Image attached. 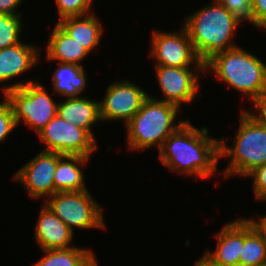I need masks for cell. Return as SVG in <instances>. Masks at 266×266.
Masks as SVG:
<instances>
[{
	"label": "cell",
	"instance_id": "cell-16",
	"mask_svg": "<svg viewBox=\"0 0 266 266\" xmlns=\"http://www.w3.org/2000/svg\"><path fill=\"white\" fill-rule=\"evenodd\" d=\"M57 115L67 122L86 129L93 137L92 125L101 121L99 101L87 97L67 98L60 102L57 108Z\"/></svg>",
	"mask_w": 266,
	"mask_h": 266
},
{
	"label": "cell",
	"instance_id": "cell-6",
	"mask_svg": "<svg viewBox=\"0 0 266 266\" xmlns=\"http://www.w3.org/2000/svg\"><path fill=\"white\" fill-rule=\"evenodd\" d=\"M7 86L2 92L11 104L16 125L23 120L38 134L57 115L58 104L38 81L28 80Z\"/></svg>",
	"mask_w": 266,
	"mask_h": 266
},
{
	"label": "cell",
	"instance_id": "cell-9",
	"mask_svg": "<svg viewBox=\"0 0 266 266\" xmlns=\"http://www.w3.org/2000/svg\"><path fill=\"white\" fill-rule=\"evenodd\" d=\"M150 56L155 66L204 68V63L196 54L187 30L182 26L180 32H152Z\"/></svg>",
	"mask_w": 266,
	"mask_h": 266
},
{
	"label": "cell",
	"instance_id": "cell-18",
	"mask_svg": "<svg viewBox=\"0 0 266 266\" xmlns=\"http://www.w3.org/2000/svg\"><path fill=\"white\" fill-rule=\"evenodd\" d=\"M51 33L46 52L48 60L83 66L80 62L89 52L76 42L58 23Z\"/></svg>",
	"mask_w": 266,
	"mask_h": 266
},
{
	"label": "cell",
	"instance_id": "cell-15",
	"mask_svg": "<svg viewBox=\"0 0 266 266\" xmlns=\"http://www.w3.org/2000/svg\"><path fill=\"white\" fill-rule=\"evenodd\" d=\"M40 48L18 43L0 50V83L32 69L40 60Z\"/></svg>",
	"mask_w": 266,
	"mask_h": 266
},
{
	"label": "cell",
	"instance_id": "cell-11",
	"mask_svg": "<svg viewBox=\"0 0 266 266\" xmlns=\"http://www.w3.org/2000/svg\"><path fill=\"white\" fill-rule=\"evenodd\" d=\"M58 153L41 151L14 175L34 199L51 197L55 193L54 174L57 168Z\"/></svg>",
	"mask_w": 266,
	"mask_h": 266
},
{
	"label": "cell",
	"instance_id": "cell-30",
	"mask_svg": "<svg viewBox=\"0 0 266 266\" xmlns=\"http://www.w3.org/2000/svg\"><path fill=\"white\" fill-rule=\"evenodd\" d=\"M254 108L256 109L257 114L252 113L263 125L266 126V93L254 103Z\"/></svg>",
	"mask_w": 266,
	"mask_h": 266
},
{
	"label": "cell",
	"instance_id": "cell-7",
	"mask_svg": "<svg viewBox=\"0 0 266 266\" xmlns=\"http://www.w3.org/2000/svg\"><path fill=\"white\" fill-rule=\"evenodd\" d=\"M44 204L72 231L105 228L102 207L88 190L56 192Z\"/></svg>",
	"mask_w": 266,
	"mask_h": 266
},
{
	"label": "cell",
	"instance_id": "cell-13",
	"mask_svg": "<svg viewBox=\"0 0 266 266\" xmlns=\"http://www.w3.org/2000/svg\"><path fill=\"white\" fill-rule=\"evenodd\" d=\"M217 247L206 252L214 263L220 266H239L240 253L244 243V219L225 224L216 235Z\"/></svg>",
	"mask_w": 266,
	"mask_h": 266
},
{
	"label": "cell",
	"instance_id": "cell-20",
	"mask_svg": "<svg viewBox=\"0 0 266 266\" xmlns=\"http://www.w3.org/2000/svg\"><path fill=\"white\" fill-rule=\"evenodd\" d=\"M83 66L59 63L52 75L54 91L66 98L80 97L86 89L87 79Z\"/></svg>",
	"mask_w": 266,
	"mask_h": 266
},
{
	"label": "cell",
	"instance_id": "cell-14",
	"mask_svg": "<svg viewBox=\"0 0 266 266\" xmlns=\"http://www.w3.org/2000/svg\"><path fill=\"white\" fill-rule=\"evenodd\" d=\"M35 227V238L42 250L68 249L72 243L73 231L46 205L42 206Z\"/></svg>",
	"mask_w": 266,
	"mask_h": 266
},
{
	"label": "cell",
	"instance_id": "cell-23",
	"mask_svg": "<svg viewBox=\"0 0 266 266\" xmlns=\"http://www.w3.org/2000/svg\"><path fill=\"white\" fill-rule=\"evenodd\" d=\"M22 15L0 13V50L21 43Z\"/></svg>",
	"mask_w": 266,
	"mask_h": 266
},
{
	"label": "cell",
	"instance_id": "cell-19",
	"mask_svg": "<svg viewBox=\"0 0 266 266\" xmlns=\"http://www.w3.org/2000/svg\"><path fill=\"white\" fill-rule=\"evenodd\" d=\"M58 24L89 53L99 45L104 31L98 17L92 13L67 17L60 20Z\"/></svg>",
	"mask_w": 266,
	"mask_h": 266
},
{
	"label": "cell",
	"instance_id": "cell-27",
	"mask_svg": "<svg viewBox=\"0 0 266 266\" xmlns=\"http://www.w3.org/2000/svg\"><path fill=\"white\" fill-rule=\"evenodd\" d=\"M249 177H253V189L254 196L257 200H266V164L258 166L253 171H251L248 175Z\"/></svg>",
	"mask_w": 266,
	"mask_h": 266
},
{
	"label": "cell",
	"instance_id": "cell-17",
	"mask_svg": "<svg viewBox=\"0 0 266 266\" xmlns=\"http://www.w3.org/2000/svg\"><path fill=\"white\" fill-rule=\"evenodd\" d=\"M90 157L58 153L57 168L54 174L55 193L87 190L84 173L79 166L87 164Z\"/></svg>",
	"mask_w": 266,
	"mask_h": 266
},
{
	"label": "cell",
	"instance_id": "cell-22",
	"mask_svg": "<svg viewBox=\"0 0 266 266\" xmlns=\"http://www.w3.org/2000/svg\"><path fill=\"white\" fill-rule=\"evenodd\" d=\"M266 265V241L244 218V243L240 253L239 266Z\"/></svg>",
	"mask_w": 266,
	"mask_h": 266
},
{
	"label": "cell",
	"instance_id": "cell-29",
	"mask_svg": "<svg viewBox=\"0 0 266 266\" xmlns=\"http://www.w3.org/2000/svg\"><path fill=\"white\" fill-rule=\"evenodd\" d=\"M21 3L22 0H0V13L9 15H22L16 10Z\"/></svg>",
	"mask_w": 266,
	"mask_h": 266
},
{
	"label": "cell",
	"instance_id": "cell-2",
	"mask_svg": "<svg viewBox=\"0 0 266 266\" xmlns=\"http://www.w3.org/2000/svg\"><path fill=\"white\" fill-rule=\"evenodd\" d=\"M212 3L188 16L183 24L203 63L219 52L237 47L232 37L242 22L219 1Z\"/></svg>",
	"mask_w": 266,
	"mask_h": 266
},
{
	"label": "cell",
	"instance_id": "cell-5",
	"mask_svg": "<svg viewBox=\"0 0 266 266\" xmlns=\"http://www.w3.org/2000/svg\"><path fill=\"white\" fill-rule=\"evenodd\" d=\"M240 126L233 146H226L223 136L220 139V157H228L224 175L246 176L258 166L266 164V126L252 112L241 110ZM231 159V160H230Z\"/></svg>",
	"mask_w": 266,
	"mask_h": 266
},
{
	"label": "cell",
	"instance_id": "cell-26",
	"mask_svg": "<svg viewBox=\"0 0 266 266\" xmlns=\"http://www.w3.org/2000/svg\"><path fill=\"white\" fill-rule=\"evenodd\" d=\"M5 100L0 102V142L17 127L14 114L9 100L4 96Z\"/></svg>",
	"mask_w": 266,
	"mask_h": 266
},
{
	"label": "cell",
	"instance_id": "cell-31",
	"mask_svg": "<svg viewBox=\"0 0 266 266\" xmlns=\"http://www.w3.org/2000/svg\"><path fill=\"white\" fill-rule=\"evenodd\" d=\"M254 230L266 241V216H259V220L245 218Z\"/></svg>",
	"mask_w": 266,
	"mask_h": 266
},
{
	"label": "cell",
	"instance_id": "cell-24",
	"mask_svg": "<svg viewBox=\"0 0 266 266\" xmlns=\"http://www.w3.org/2000/svg\"><path fill=\"white\" fill-rule=\"evenodd\" d=\"M59 21L67 17L84 16L90 13L93 0H55Z\"/></svg>",
	"mask_w": 266,
	"mask_h": 266
},
{
	"label": "cell",
	"instance_id": "cell-12",
	"mask_svg": "<svg viewBox=\"0 0 266 266\" xmlns=\"http://www.w3.org/2000/svg\"><path fill=\"white\" fill-rule=\"evenodd\" d=\"M192 70L190 67L155 66L157 80L165 96L162 101L174 104L180 109L181 104H189L195 99L199 79L194 72L198 70L202 74L205 68Z\"/></svg>",
	"mask_w": 266,
	"mask_h": 266
},
{
	"label": "cell",
	"instance_id": "cell-3",
	"mask_svg": "<svg viewBox=\"0 0 266 266\" xmlns=\"http://www.w3.org/2000/svg\"><path fill=\"white\" fill-rule=\"evenodd\" d=\"M219 80L246 95L254 103L266 93V64L257 56L235 47L212 56L204 63Z\"/></svg>",
	"mask_w": 266,
	"mask_h": 266
},
{
	"label": "cell",
	"instance_id": "cell-32",
	"mask_svg": "<svg viewBox=\"0 0 266 266\" xmlns=\"http://www.w3.org/2000/svg\"><path fill=\"white\" fill-rule=\"evenodd\" d=\"M194 266H220L214 263L207 255H203Z\"/></svg>",
	"mask_w": 266,
	"mask_h": 266
},
{
	"label": "cell",
	"instance_id": "cell-1",
	"mask_svg": "<svg viewBox=\"0 0 266 266\" xmlns=\"http://www.w3.org/2000/svg\"><path fill=\"white\" fill-rule=\"evenodd\" d=\"M208 128L198 129L187 119L164 141L159 159L169 170L195 178H207L217 170L220 139L208 136Z\"/></svg>",
	"mask_w": 266,
	"mask_h": 266
},
{
	"label": "cell",
	"instance_id": "cell-10",
	"mask_svg": "<svg viewBox=\"0 0 266 266\" xmlns=\"http://www.w3.org/2000/svg\"><path fill=\"white\" fill-rule=\"evenodd\" d=\"M148 93L128 80L115 81L108 85L103 100L99 102L102 121L122 120L127 124L141 109Z\"/></svg>",
	"mask_w": 266,
	"mask_h": 266
},
{
	"label": "cell",
	"instance_id": "cell-4",
	"mask_svg": "<svg viewBox=\"0 0 266 266\" xmlns=\"http://www.w3.org/2000/svg\"><path fill=\"white\" fill-rule=\"evenodd\" d=\"M178 112L176 105L149 95L126 124L128 148L141 151L157 146L160 150L166 138L184 122L175 124Z\"/></svg>",
	"mask_w": 266,
	"mask_h": 266
},
{
	"label": "cell",
	"instance_id": "cell-21",
	"mask_svg": "<svg viewBox=\"0 0 266 266\" xmlns=\"http://www.w3.org/2000/svg\"><path fill=\"white\" fill-rule=\"evenodd\" d=\"M33 266H97L91 250L77 246L68 249H48Z\"/></svg>",
	"mask_w": 266,
	"mask_h": 266
},
{
	"label": "cell",
	"instance_id": "cell-25",
	"mask_svg": "<svg viewBox=\"0 0 266 266\" xmlns=\"http://www.w3.org/2000/svg\"><path fill=\"white\" fill-rule=\"evenodd\" d=\"M241 21L252 23V0H217Z\"/></svg>",
	"mask_w": 266,
	"mask_h": 266
},
{
	"label": "cell",
	"instance_id": "cell-8",
	"mask_svg": "<svg viewBox=\"0 0 266 266\" xmlns=\"http://www.w3.org/2000/svg\"><path fill=\"white\" fill-rule=\"evenodd\" d=\"M46 145L44 151L90 157L97 149V141L86 129L79 128L56 115L38 133Z\"/></svg>",
	"mask_w": 266,
	"mask_h": 266
},
{
	"label": "cell",
	"instance_id": "cell-28",
	"mask_svg": "<svg viewBox=\"0 0 266 266\" xmlns=\"http://www.w3.org/2000/svg\"><path fill=\"white\" fill-rule=\"evenodd\" d=\"M252 24L266 29V0H252Z\"/></svg>",
	"mask_w": 266,
	"mask_h": 266
}]
</instances>
